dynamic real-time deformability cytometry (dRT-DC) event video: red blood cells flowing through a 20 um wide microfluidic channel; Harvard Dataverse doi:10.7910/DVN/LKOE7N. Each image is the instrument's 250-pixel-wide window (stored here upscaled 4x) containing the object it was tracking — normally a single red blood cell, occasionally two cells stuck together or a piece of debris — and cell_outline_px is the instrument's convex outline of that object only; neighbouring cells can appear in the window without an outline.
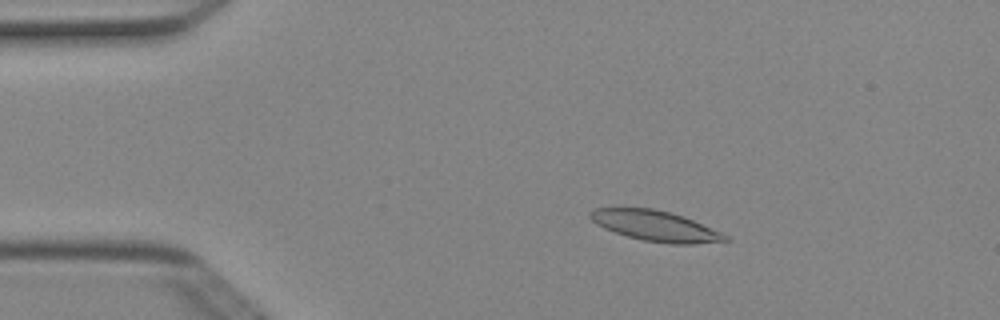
{"species": "Egyptian fruit bat (a non-hibernating species)", "species_latin": "Rousettus aegyptiacus", "temperature_condition": "cold", "stored_images_in_passage": 5, "camera_frame_rate_fps": 3000, "um_per_image_px": 0.085, "animal": {"sex": "female"}, "frame": {"image": 1, "passage_image": 3, "time_ms": 0.667, "image_size_px": [1000, 320], "cell_outline_px": [[728, 240], [696, 244], [672, 244], [644, 240], [628, 236], [604, 228], [596, 224], [588, 216], [588, 212], [596, 208], [616, 204], [652, 208], [672, 212], [684, 216], [720, 232], [728, 236]], "centroid_in_image_um": [55.59, 19.14], "position_along_channel_um": 29.4, "area_um2": 24.57}}
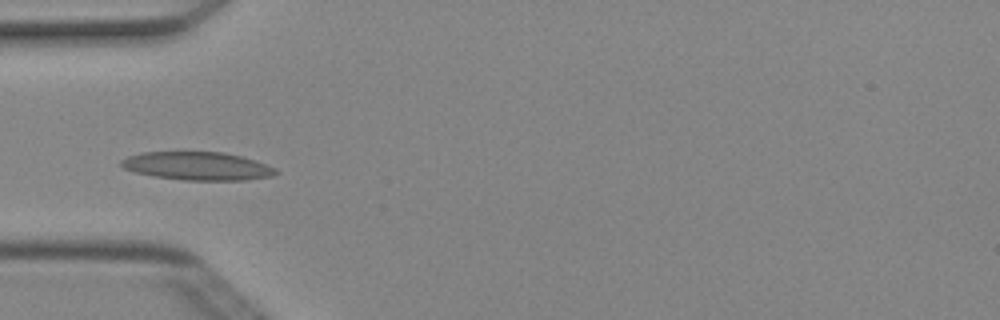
{"frame": {"image": 2, "passage_image": 5, "time_ms": 1.333, "image_size_px": [1000, 320], "cell_outline_px": [[280, 172], [272, 176], [244, 180], [184, 180], [156, 176], [136, 172], [124, 168], [120, 164], [120, 160], [128, 156], [140, 152], [224, 152], [256, 160], [276, 168]], "centroid_in_image_um": [16.81, 14.1], "position_along_channel_um": 68.2, "area_um2": 25.37}}